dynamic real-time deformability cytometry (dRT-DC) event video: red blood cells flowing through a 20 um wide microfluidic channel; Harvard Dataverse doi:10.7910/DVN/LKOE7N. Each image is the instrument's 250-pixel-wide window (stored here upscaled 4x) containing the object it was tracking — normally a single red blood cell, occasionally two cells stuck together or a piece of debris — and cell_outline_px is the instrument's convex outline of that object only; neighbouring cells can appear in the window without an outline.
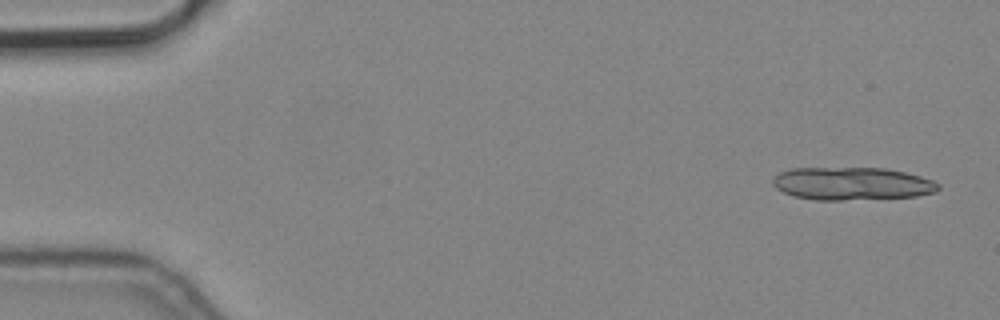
{"species": "common noctule bat (a hibernating species)", "species_latin": "Nyctalus noctula", "temperature_condition": "cold", "stored_images_in_passage": 6, "segment_of_instrument_passage": [1, 2], "camera_frame_rate_fps": 3000, "um_per_image_px": 0.085, "animal": {"sex": "male", "body_mass_g": 19.2, "forearm_length_mm": 51.8}, "frame": {"image": 1, "passage_image": 1, "time_ms": 0.0, "image_size_px": [1000, 320], "cell_outline_px": [[940, 188], [936, 192], [916, 196], [840, 200], [816, 200], [792, 196], [776, 188], [772, 184], [772, 180], [780, 172], [792, 168], [884, 168], [904, 172], [920, 176], [932, 180], [940, 184]], "centroid_in_image_um": [72.41, 15.61], "position_along_channel_um": 12.6, "area_um2": 31.62}}